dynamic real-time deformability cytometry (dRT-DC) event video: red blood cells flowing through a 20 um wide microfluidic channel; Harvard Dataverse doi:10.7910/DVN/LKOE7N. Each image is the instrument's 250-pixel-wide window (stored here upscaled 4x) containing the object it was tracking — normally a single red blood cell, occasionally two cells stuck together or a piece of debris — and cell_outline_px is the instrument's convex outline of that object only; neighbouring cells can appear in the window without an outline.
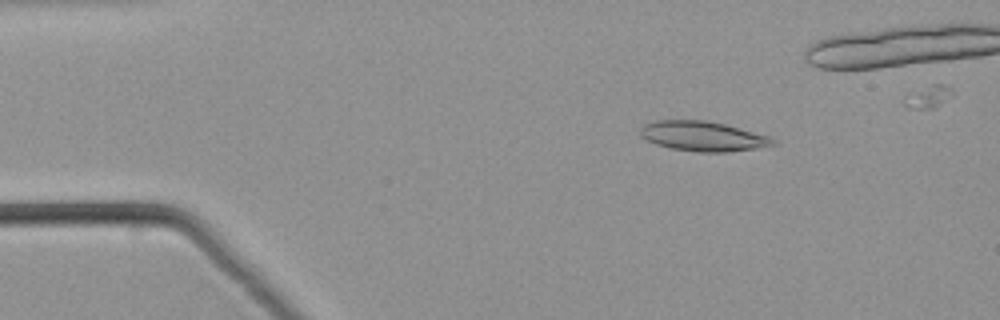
{"species": "common noctule bat (a hibernating species)", "species_latin": "Nyctalus noctula", "temperature_condition": "warm", "stored_images_in_passage": 42, "camera_frame_rate_fps": 3000, "um_per_image_px": 0.085, "animal": {"sex": "male", "body_mass_g": 21.5, "forearm_length_mm": 52.0}, "frame": {"image": 1, "passage_image": 8, "time_ms": 2.333, "image_size_px": [1000, 320], "cell_outline_px": [[776, 144], [756, 148], [728, 152], [700, 152], [672, 148], [656, 144], [640, 136], [640, 128], [644, 124], [656, 120], [704, 120], [724, 124], [768, 136], [776, 140]], "centroid_in_image_um": [59.72, 11.57], "position_along_channel_um": 25.3, "area_um2": 22.83}}
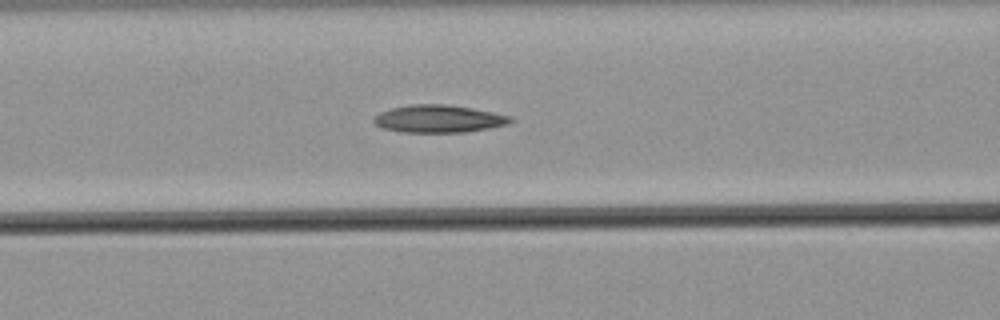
{"frame": {"image": 2, "passage_image": 21, "time_ms": 6.667, "image_size_px": [1000, 320], "cell_outline_px": [[516, 120], [508, 124], [488, 128], [464, 132], [400, 132], [380, 128], [372, 120], [380, 112], [392, 108], [412, 104], [444, 104], [472, 108], [512, 116]], "centroid_in_image_um": [37.3, 10.1], "position_along_channel_um": 129.3, "area_um2": 21.96}}
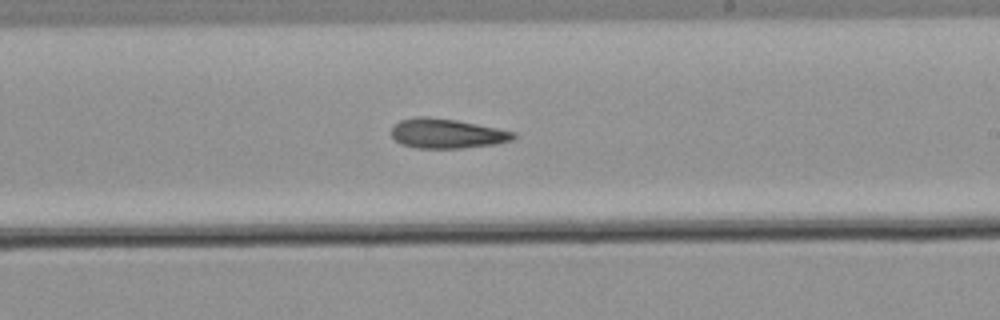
{"frame": {"image": 3, "passage_image": 30, "time_ms": 9.667, "image_size_px": [1000, 320], "cell_outline_px": [[516, 136], [512, 140], [496, 144], [460, 148], [416, 148], [400, 144], [392, 136], [392, 128], [400, 120], [420, 116], [424, 116], [456, 120], [516, 132]], "centroid_in_image_um": [37.98, 11.35], "position_along_channel_um": 251.0, "area_um2": 20.92}}